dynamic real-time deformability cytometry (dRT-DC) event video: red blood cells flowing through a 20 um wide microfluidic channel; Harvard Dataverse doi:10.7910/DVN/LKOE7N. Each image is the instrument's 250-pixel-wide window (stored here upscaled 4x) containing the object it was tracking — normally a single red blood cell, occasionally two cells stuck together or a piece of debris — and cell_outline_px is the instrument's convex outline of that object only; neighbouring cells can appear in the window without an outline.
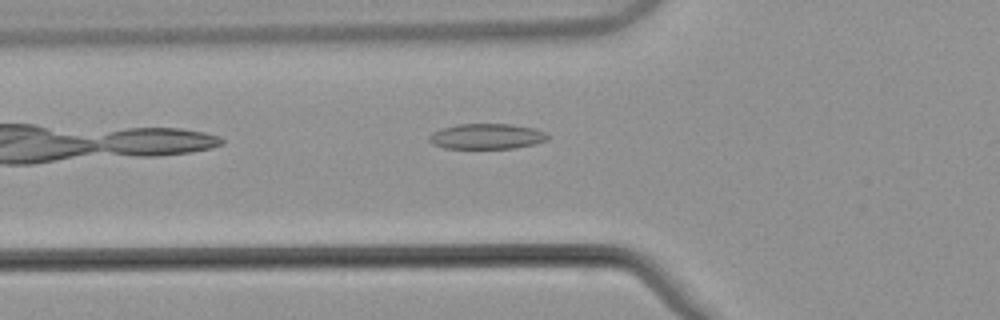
{"species": "common noctule bat (a hibernating species)", "species_latin": "Nyctalus noctula", "temperature_condition": "warm", "stored_images_in_passage": 37, "camera_frame_rate_fps": 3000, "um_per_image_px": 0.085, "animal": {"sex": "male", "body_mass_g": 21.5, "forearm_length_mm": 52.0}, "frame": {"image": 1, "passage_image": 3, "time_ms": 0.667, "image_size_px": [1000, 320], "cell_outline_px": [[548, 140], [536, 144], [516, 148], [444, 148], [432, 144], [428, 140], [428, 136], [432, 132], [440, 128], [456, 124], [512, 124], [536, 128], [548, 132]], "centroid_in_image_um": [41.39, 11.58], "position_along_channel_um": 84.4, "area_um2": 17.92}}
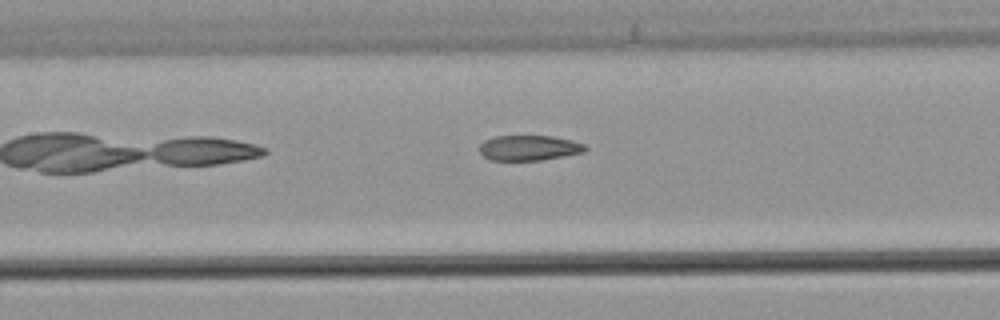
{"frame": {"image": 2, "passage_image": 9, "time_ms": 2.667, "image_size_px": [1000, 320], "cell_outline_px": [[588, 148], [584, 152], [564, 156], [540, 160], [492, 160], [484, 156], [480, 152], [480, 144], [484, 140], [496, 136], [552, 136], [572, 140], [584, 144]], "centroid_in_image_um": [44.98, 12.56], "position_along_channel_um": 162.4, "area_um2": 15.49}}
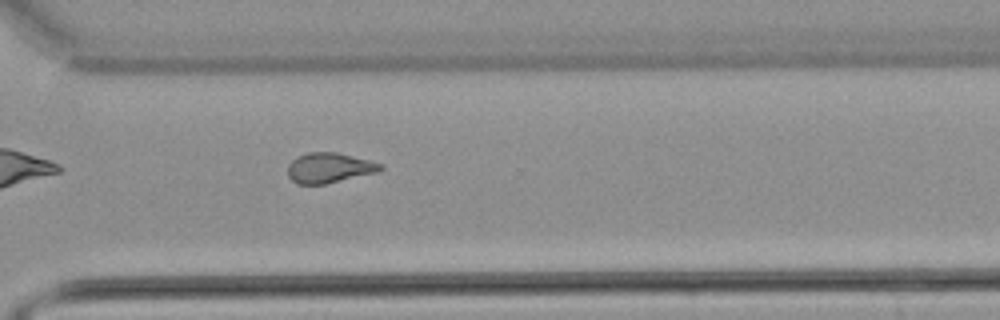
{"frame": {"image": 3, "passage_image": 23, "time_ms": 7.333, "image_size_px": [1000, 320], "cell_outline_px": [[384, 168], [376, 172], [324, 184], [296, 184], [288, 176], [288, 164], [296, 156], [308, 152], [336, 152], [384, 164]], "centroid_in_image_um": [27.95, 14.26], "position_along_channel_um": 342.6, "area_um2": 16.18}}